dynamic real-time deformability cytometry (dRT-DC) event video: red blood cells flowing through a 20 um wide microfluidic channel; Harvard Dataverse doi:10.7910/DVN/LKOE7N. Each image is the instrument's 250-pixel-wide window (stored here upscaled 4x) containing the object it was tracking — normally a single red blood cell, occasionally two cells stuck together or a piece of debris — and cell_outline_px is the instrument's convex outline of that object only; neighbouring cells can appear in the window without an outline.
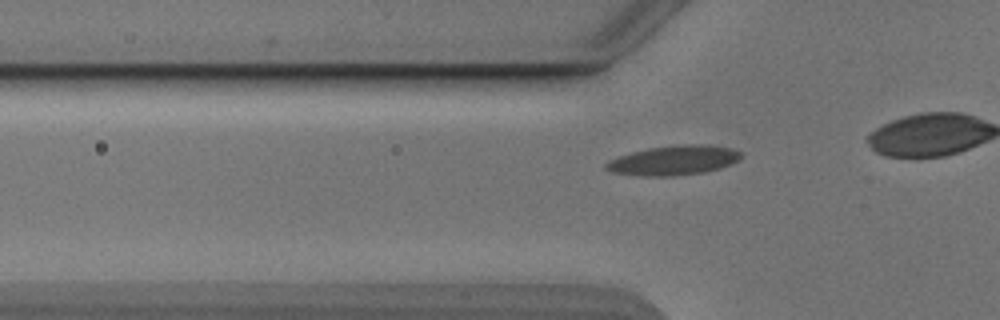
{"species": "Egyptian fruit bat (a non-hibernating species)", "species_latin": "Rousettus aegyptiacus", "temperature_condition": "cold", "stored_images_in_passage": 27, "camera_frame_rate_fps": 3000, "um_per_image_px": 0.085, "animal": {"sex": "male"}, "frame": {"image": 1, "passage_image": 3, "time_ms": 0.667, "image_size_px": [1000, 320], "cell_outline_px": [[744, 156], [740, 160], [732, 164], [704, 172], [672, 176], [644, 176], [612, 172], [604, 168], [604, 164], [608, 160], [632, 152], [648, 148], [684, 144], [704, 144], [732, 148], [740, 152]], "centroid_in_image_um": [57.28, 13.62], "position_along_channel_um": 68.5, "area_um2": 23.29}}
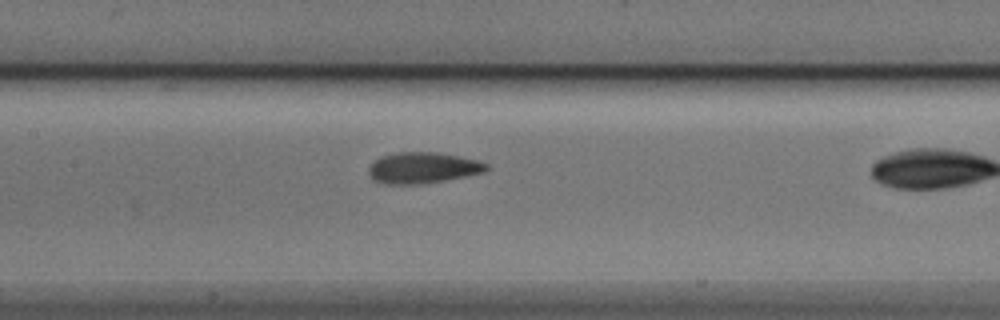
{"frame": {"image": 2, "passage_image": 11, "time_ms": 3.333, "image_size_px": [1000, 320], "cell_outline_px": [[488, 168], [484, 172], [444, 180], [420, 184], [388, 184], [372, 180], [368, 172], [368, 168], [380, 156], [396, 152], [436, 152], [460, 156], [476, 160], [488, 164]], "centroid_in_image_um": [35.91, 14.26], "position_along_channel_um": 171.5, "area_um2": 21.21}}
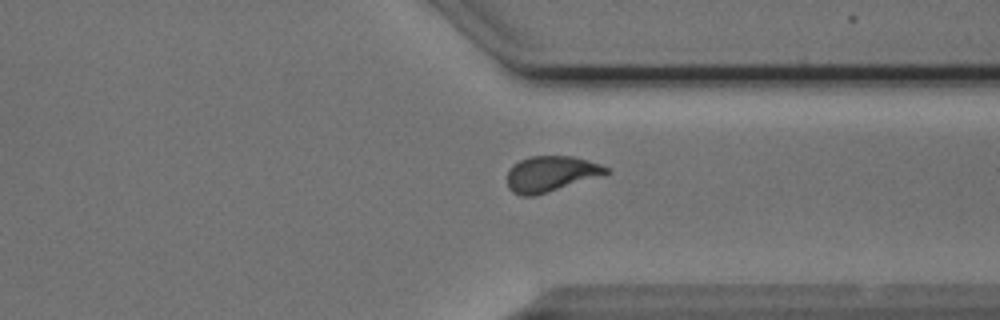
{"frame": {"image": 3, "passage_image": 26, "time_ms": 8.333, "image_size_px": [1000, 320], "cell_outline_px": [[612, 168], [608, 172], [532, 196], [520, 196], [512, 192], [508, 188], [508, 172], [512, 164], [520, 160], [532, 156], [572, 156], [588, 160]], "centroid_in_image_um": [46.76, 14.75], "position_along_channel_um": 364.6, "area_um2": 19.94}}